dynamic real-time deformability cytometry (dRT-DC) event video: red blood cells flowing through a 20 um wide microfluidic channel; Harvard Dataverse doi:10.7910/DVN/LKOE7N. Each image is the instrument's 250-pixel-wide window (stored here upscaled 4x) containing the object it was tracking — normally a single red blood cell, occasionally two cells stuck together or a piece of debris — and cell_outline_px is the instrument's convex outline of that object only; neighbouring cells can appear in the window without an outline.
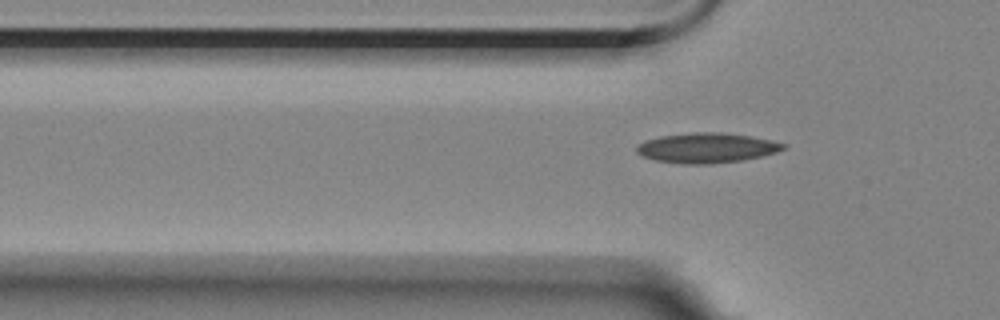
{"species": "Egyptian fruit bat (a non-hibernating species)", "species_latin": "Rousettus aegyptiacus", "temperature_condition": "room temperature", "stored_images_in_passage": 5, "segment_of_instrument_passage": [2, 2], "camera_frame_rate_fps": 3000, "um_per_image_px": 0.085, "animal": {"sex": "female"}, "frame": {"image": 1, "passage_image": 5, "time_ms": 5.667, "image_size_px": [1000, 320], "cell_outline_px": [[788, 144], [784, 148], [776, 152], [744, 160], [712, 164], [680, 164], [656, 160], [644, 156], [636, 152], [636, 144], [644, 140], [660, 136], [696, 132], [720, 132], [752, 136]], "centroid_in_image_um": [60.05, 12.57], "position_along_channel_um": 65.7, "area_um2": 25.72}}